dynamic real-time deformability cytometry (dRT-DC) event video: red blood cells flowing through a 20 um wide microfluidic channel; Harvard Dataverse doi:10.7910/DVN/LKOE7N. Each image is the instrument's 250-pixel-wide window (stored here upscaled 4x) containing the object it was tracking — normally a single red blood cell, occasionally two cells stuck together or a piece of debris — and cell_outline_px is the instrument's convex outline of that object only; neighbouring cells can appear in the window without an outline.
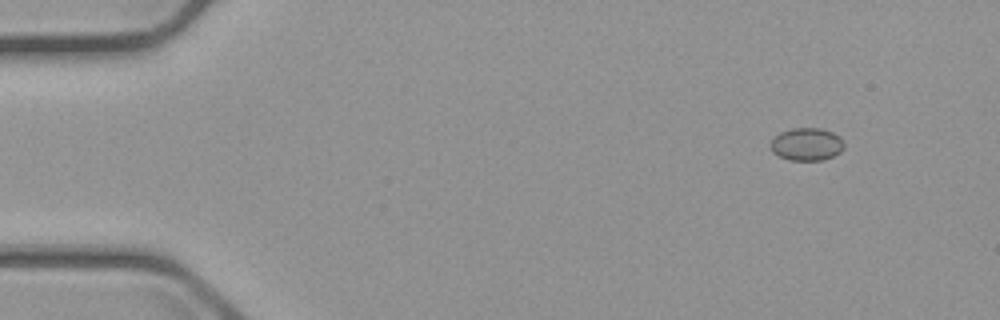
{"species": "common noctule bat (a hibernating species)", "species_latin": "Nyctalus noctula", "temperature_condition": "cold", "stored_images_in_passage": 5, "segment_of_instrument_passage": [1, 2], "camera_frame_rate_fps": 3000, "um_per_image_px": 0.085, "animal": {"sex": "male", "body_mass_g": 23.1, "forearm_length_mm": 52.7}, "frame": {"image": 1, "passage_image": 1, "time_ms": 0.0, "image_size_px": [1000, 320], "cell_outline_px": [[844, 148], [840, 152], [824, 160], [788, 160], [772, 152], [772, 140], [780, 132], [792, 128], [820, 128], [832, 132], [840, 136], [844, 144]], "centroid_in_image_um": [68.59, 12.26], "position_along_channel_um": 16.4, "area_um2": 13.93}}